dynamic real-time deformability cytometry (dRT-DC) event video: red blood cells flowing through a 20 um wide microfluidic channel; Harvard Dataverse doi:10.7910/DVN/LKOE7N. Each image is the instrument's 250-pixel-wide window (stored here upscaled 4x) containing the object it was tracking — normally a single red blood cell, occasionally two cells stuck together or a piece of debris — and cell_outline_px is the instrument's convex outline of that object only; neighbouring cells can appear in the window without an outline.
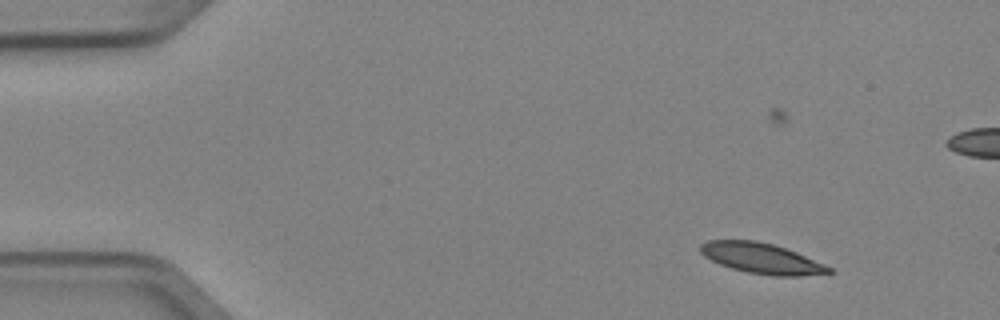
{"species": "Egyptian fruit bat (a non-hibernating species)", "species_latin": "Rousettus aegyptiacus", "temperature_condition": "cold", "stored_images_in_passage": 6, "camera_frame_rate_fps": 3000, "um_per_image_px": 0.085, "animal": {"sex": "female"}, "frame": {"image": 1, "passage_image": 2, "time_ms": 0.333, "image_size_px": [1000, 320], "cell_outline_px": [[832, 272], [800, 276], [772, 276], [748, 272], [732, 268], [720, 264], [704, 256], [700, 252], [700, 244], [708, 240], [756, 240], [772, 244], [796, 252], [824, 264], [832, 268]], "centroid_in_image_um": [64.71, 21.95], "position_along_channel_um": 20.3, "area_um2": 22.6}}
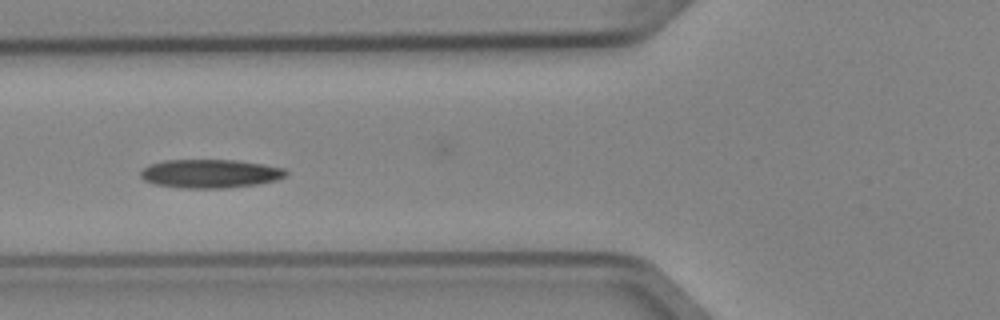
{"frame": {"image": 2, "passage_image": 6, "time_ms": 1.667, "image_size_px": [1000, 320], "cell_outline_px": [[288, 176], [276, 180], [256, 184], [228, 188], [180, 188], [156, 184], [144, 180], [140, 176], [140, 172], [148, 164], [164, 160], [236, 160], [264, 164], [284, 168], [288, 172]], "centroid_in_image_um": [17.88, 14.75], "position_along_channel_um": 107.9, "area_um2": 24.39}}